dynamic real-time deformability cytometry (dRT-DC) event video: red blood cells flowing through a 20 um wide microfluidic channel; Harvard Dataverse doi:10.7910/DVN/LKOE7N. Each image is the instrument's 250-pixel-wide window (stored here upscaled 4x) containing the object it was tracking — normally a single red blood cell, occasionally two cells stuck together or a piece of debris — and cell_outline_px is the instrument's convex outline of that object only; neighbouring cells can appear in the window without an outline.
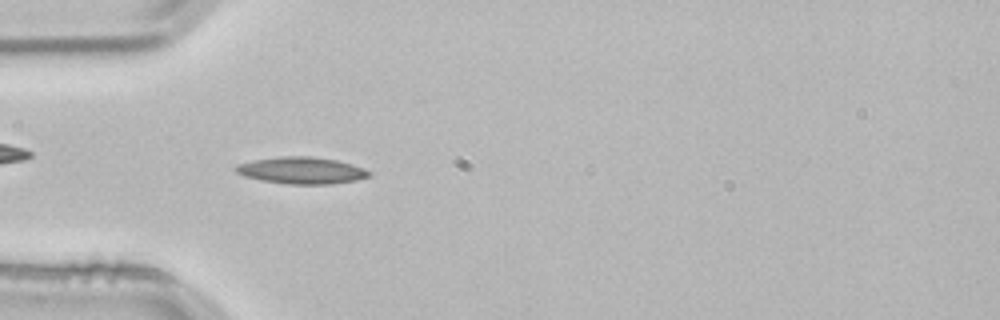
{"species": "common noctule bat (a hibernating species)", "species_latin": "Nyctalus noctula", "temperature_condition": "room temperature", "stored_images_in_passage": 38, "camera_frame_rate_fps": 3000, "um_per_image_px": 0.085, "animal": {"sex": "male", "body_mass_g": 21.5, "forearm_length_mm": 52.0}, "frame": {"image": 1, "passage_image": 1, "time_ms": 0.0, "image_size_px": [1000, 320], "cell_outline_px": [[372, 176], [356, 180], [332, 184], [288, 184], [260, 180], [244, 176], [236, 172], [232, 168], [236, 164], [256, 160], [280, 156], [312, 156], [336, 160], [352, 164], [364, 168], [372, 172]], "centroid_in_image_um": [25.64, 14.49], "position_along_channel_um": 59.4, "area_um2": 20.98}, "authors_computed_cell_mechanics": {"area_um2": 18.0336, "velocity_mm_per_s": 3.8357, "shape_relaxation_time_tau1_ms": null, "shape_relaxation_time_tau2_ms": 6.4682, "deformation_change_tau1": null, "deformation_change_tau2": 0.1595}}